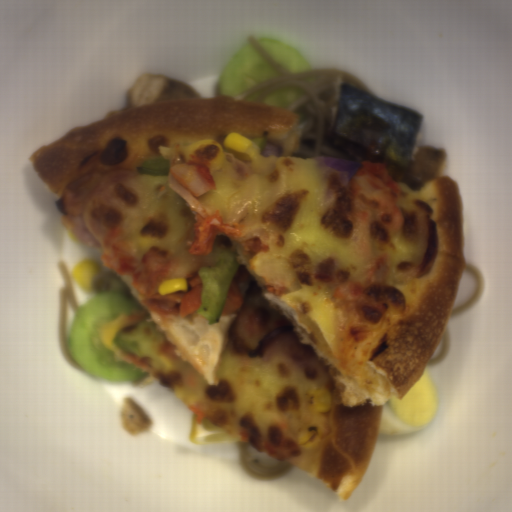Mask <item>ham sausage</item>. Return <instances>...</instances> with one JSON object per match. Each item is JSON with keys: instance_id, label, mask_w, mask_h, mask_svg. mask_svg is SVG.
Masks as SVG:
<instances>
[{"instance_id": "ham-sausage-2", "label": "ham sausage", "mask_w": 512, "mask_h": 512, "mask_svg": "<svg viewBox=\"0 0 512 512\" xmlns=\"http://www.w3.org/2000/svg\"><path fill=\"white\" fill-rule=\"evenodd\" d=\"M140 178L138 170L93 169L64 187V209L68 216H82L98 245L115 226L121 228Z\"/></svg>"}, {"instance_id": "ham-sausage-4", "label": "ham sausage", "mask_w": 512, "mask_h": 512, "mask_svg": "<svg viewBox=\"0 0 512 512\" xmlns=\"http://www.w3.org/2000/svg\"><path fill=\"white\" fill-rule=\"evenodd\" d=\"M223 162L227 166L230 174L236 180L242 182L252 176L254 172L251 160H240L233 153L224 151Z\"/></svg>"}, {"instance_id": "ham-sausage-1", "label": "ham sausage", "mask_w": 512, "mask_h": 512, "mask_svg": "<svg viewBox=\"0 0 512 512\" xmlns=\"http://www.w3.org/2000/svg\"><path fill=\"white\" fill-rule=\"evenodd\" d=\"M227 347L242 365L285 361L310 390L321 389L331 377L313 346L299 342L288 318L270 306L244 303L228 330Z\"/></svg>"}, {"instance_id": "ham-sausage-3", "label": "ham sausage", "mask_w": 512, "mask_h": 512, "mask_svg": "<svg viewBox=\"0 0 512 512\" xmlns=\"http://www.w3.org/2000/svg\"><path fill=\"white\" fill-rule=\"evenodd\" d=\"M412 203L419 216L420 249L415 261L400 262L395 267L410 278H423L432 268L440 241L434 210L428 203L414 199Z\"/></svg>"}]
</instances>
